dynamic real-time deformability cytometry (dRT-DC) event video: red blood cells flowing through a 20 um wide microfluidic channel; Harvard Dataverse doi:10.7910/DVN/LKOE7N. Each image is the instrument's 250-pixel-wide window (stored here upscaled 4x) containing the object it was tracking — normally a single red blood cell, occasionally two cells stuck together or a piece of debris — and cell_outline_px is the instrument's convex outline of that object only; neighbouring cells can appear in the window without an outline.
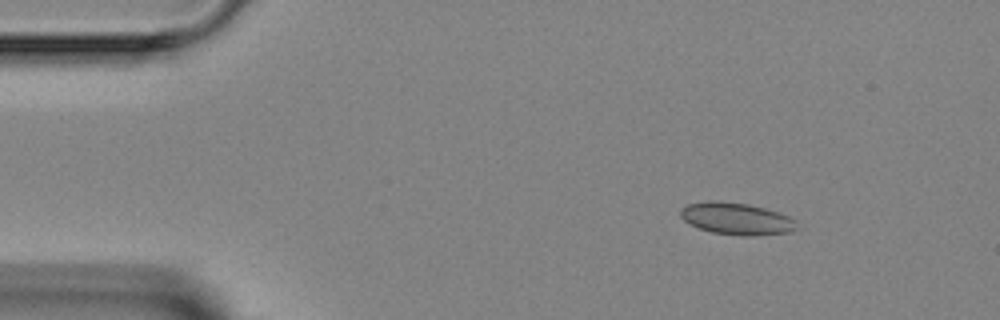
{"species": "Egyptian fruit bat (a non-hibernating species)", "species_latin": "Rousettus aegyptiacus", "temperature_condition": "room temperature", "stored_images_in_passage": 3, "camera_frame_rate_fps": 3000, "um_per_image_px": 0.085, "animal": {"sex": "female"}, "frame": {"image": 1, "passage_image": 2, "time_ms": 1.333, "image_size_px": [1000, 320], "cell_outline_px": [[800, 228], [792, 232], [752, 236], [740, 236], [712, 232], [700, 228], [684, 220], [680, 216], [680, 208], [688, 204], [708, 200], [720, 200], [748, 204], [780, 212], [796, 220]], "centroid_in_image_um": [62.65, 18.58], "position_along_channel_um": 22.3, "area_um2": 22.02}}